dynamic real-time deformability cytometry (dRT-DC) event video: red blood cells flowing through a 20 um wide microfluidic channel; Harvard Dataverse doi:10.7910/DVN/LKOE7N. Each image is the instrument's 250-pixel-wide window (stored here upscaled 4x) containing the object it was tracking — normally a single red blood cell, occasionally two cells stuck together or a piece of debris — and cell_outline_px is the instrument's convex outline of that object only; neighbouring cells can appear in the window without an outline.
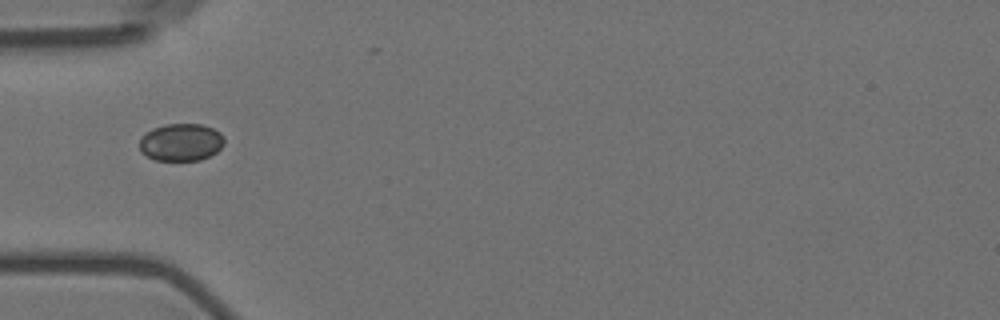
{"species": "Egyptian fruit bat (a non-hibernating species)", "species_latin": "Rousettus aegyptiacus", "temperature_condition": "room temperature", "stored_images_in_passage": 6, "segment_of_instrument_passage": [2, 2], "camera_frame_rate_fps": 3000, "um_per_image_px": 0.085, "animal": {"sex": "female"}, "frame": {"image": 1, "passage_image": 6, "time_ms": 1.667, "image_size_px": [1000, 320], "cell_outline_px": [[224, 144], [216, 152], [200, 160], [156, 160], [140, 152], [140, 140], [152, 128], [164, 124], [204, 124], [220, 132], [224, 136]], "centroid_in_image_um": [15.41, 12.08], "position_along_channel_um": 69.6, "area_um2": 18.44}}